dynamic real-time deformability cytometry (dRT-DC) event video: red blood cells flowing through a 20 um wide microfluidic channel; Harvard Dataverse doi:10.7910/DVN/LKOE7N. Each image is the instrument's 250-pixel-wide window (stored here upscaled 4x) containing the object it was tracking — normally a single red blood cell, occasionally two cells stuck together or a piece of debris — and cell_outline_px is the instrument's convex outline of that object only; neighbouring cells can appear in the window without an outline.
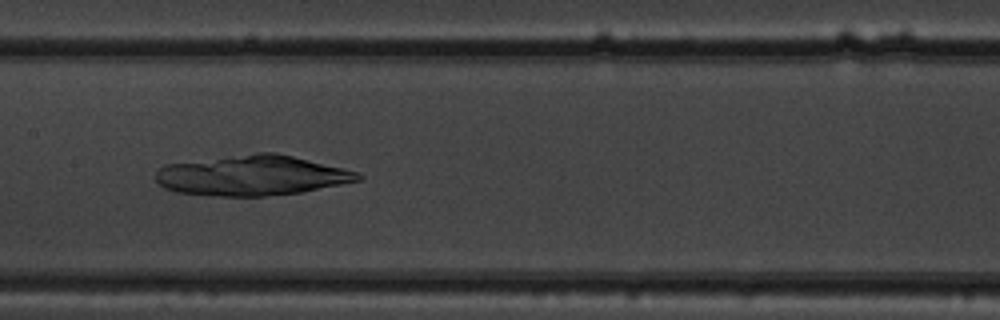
{"species": "common noctule bat (a hibernating species)", "species_latin": "Nyctalus noctula", "temperature_condition": "warm", "stored_images_in_passage": 46, "camera_frame_rate_fps": 3000, "um_per_image_px": 0.085, "animal": {"sex": "male", "body_mass_g": 19.5, "forearm_length_mm": 54.6}, "frame": {"image": 1, "passage_image": 26, "time_ms": 8.333, "image_size_px": [1000, 320], "cell_outline_px": [[364, 180], [300, 192], [264, 196], [220, 196], [176, 192], [164, 188], [156, 180], [156, 172], [164, 164], [256, 152], [276, 152], [360, 172], [364, 176]], "centroid_in_image_um": [21.45, 14.9], "position_along_channel_um": 186.0, "area_um2": 47.51}}
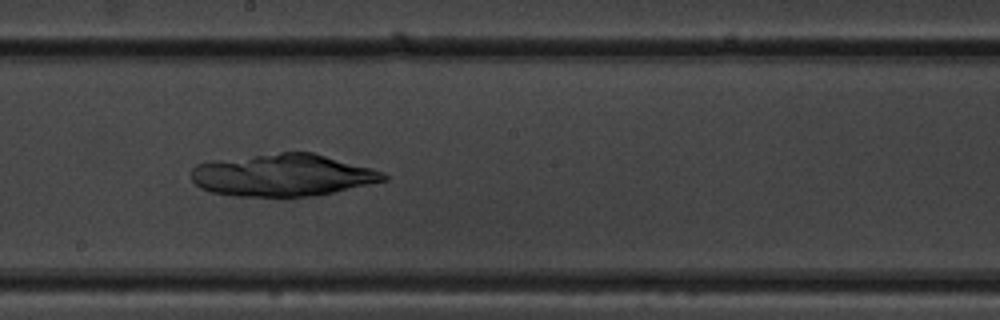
{"frame": {"image": 2, "passage_image": 29, "time_ms": 9.333, "image_size_px": [1000, 320], "cell_outline_px": [[388, 180], [316, 196], [284, 200], [236, 196], [212, 192], [200, 188], [192, 180], [192, 168], [196, 164], [216, 160], [280, 152], [312, 152], [372, 168], [384, 172], [388, 176]], "centroid_in_image_um": [24.05, 14.93], "position_along_channel_um": 224.2, "area_um2": 48.38}}
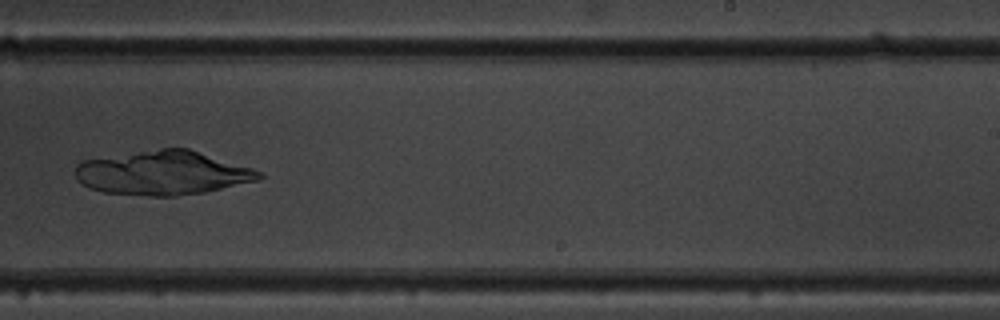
{"frame": {"image": 3, "passage_image": 33, "time_ms": 10.667, "image_size_px": [1000, 320], "cell_outline_px": [[264, 176], [260, 180], [204, 192], [176, 196], [152, 196], [104, 192], [88, 188], [80, 184], [76, 180], [76, 164], [80, 160], [160, 148], [188, 148], [252, 168], [260, 172]], "centroid_in_image_um": [13.8, 14.69], "position_along_channel_um": 275.2, "area_um2": 47.34}}